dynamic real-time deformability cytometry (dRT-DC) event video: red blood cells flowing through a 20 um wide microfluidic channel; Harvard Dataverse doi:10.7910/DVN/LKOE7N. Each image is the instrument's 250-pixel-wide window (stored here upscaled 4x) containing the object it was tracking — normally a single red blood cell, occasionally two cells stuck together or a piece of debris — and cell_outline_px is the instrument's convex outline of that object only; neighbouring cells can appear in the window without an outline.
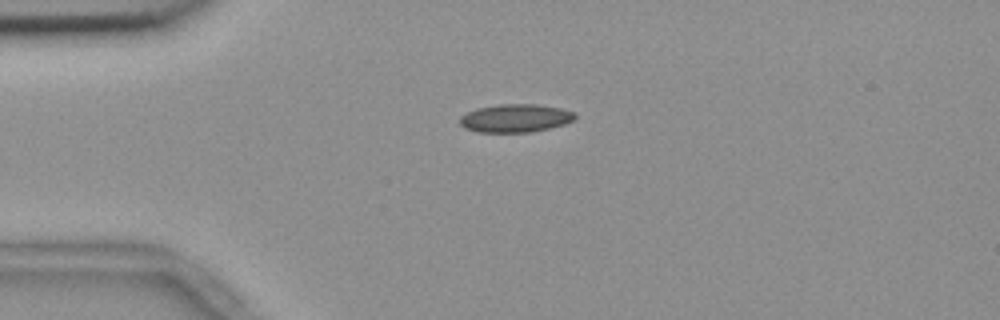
{"species": "common noctule bat (a hibernating species)", "species_latin": "Nyctalus noctula", "temperature_condition": "room temperature", "stored_images_in_passage": 43, "camera_frame_rate_fps": 3000, "um_per_image_px": 0.085, "animal": {"sex": "female", "body_mass_g": 18.4}, "frame": {"image": 1, "passage_image": 1, "time_ms": 0.0, "image_size_px": [1000, 320], "cell_outline_px": [[576, 116], [572, 120], [564, 124], [532, 132], [476, 132], [464, 128], [460, 124], [460, 116], [476, 108], [500, 104], [536, 104], [560, 108], [576, 112]], "centroid_in_image_um": [43.79, 10.04], "position_along_channel_um": 41.2, "area_um2": 18.9}}
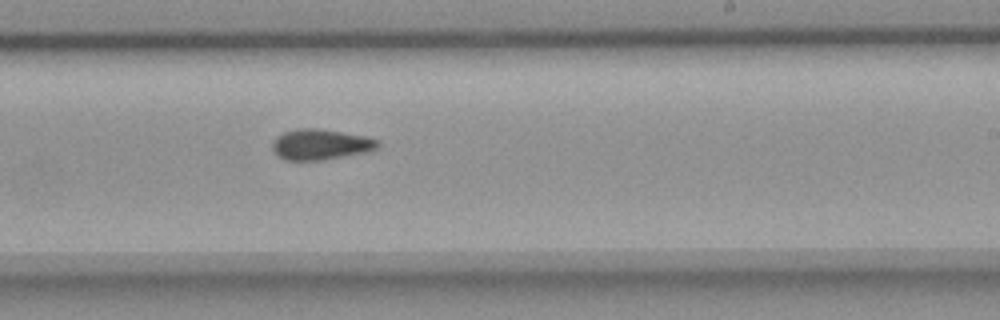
{"frame": {"image": 2, "passage_image": 21, "time_ms": 6.667, "image_size_px": [1000, 320], "cell_outline_px": [[380, 144], [376, 148], [364, 152], [324, 160], [284, 160], [272, 152], [272, 140], [276, 136], [284, 132], [296, 128], [320, 128], [364, 136], [376, 140]], "centroid_in_image_um": [27.16, 12.27], "position_along_channel_um": 261.8, "area_um2": 18.84}}
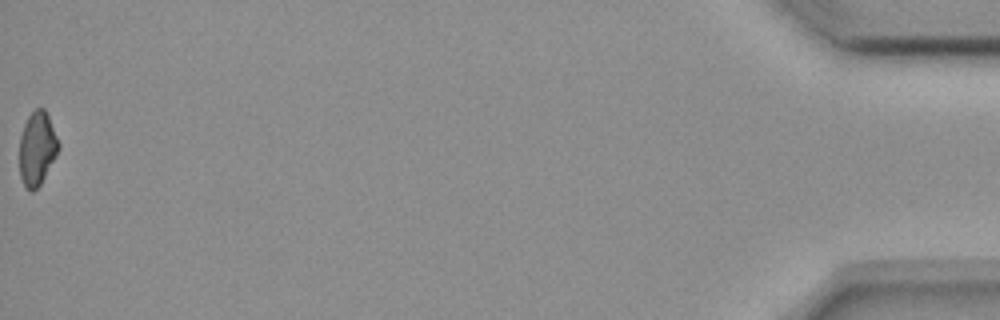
{"frame": {"image": 3, "passage_image": 43, "time_ms": 14.0, "image_size_px": [1000, 320], "cell_outline_px": [[60, 148], [56, 156], [40, 184], [32, 192], [24, 188], [20, 176], [20, 136], [24, 124], [28, 116], [36, 108], [44, 108], [48, 116], [60, 144]], "centroid_in_image_um": [3.15, 12.63], "position_along_channel_um": 432.1, "area_um2": 16.7}, "authors_computed_cell_mechanics": {"area_um2": 18.3804, "velocity_mm_per_s": 3.6892, "shape_relaxation_time_tau1_ms": 10.9844, "shape_relaxation_time_tau2_ms": 2.2593, "deformation_change_tau1": 0.1755, "deformation_change_tau2": 0.085}}